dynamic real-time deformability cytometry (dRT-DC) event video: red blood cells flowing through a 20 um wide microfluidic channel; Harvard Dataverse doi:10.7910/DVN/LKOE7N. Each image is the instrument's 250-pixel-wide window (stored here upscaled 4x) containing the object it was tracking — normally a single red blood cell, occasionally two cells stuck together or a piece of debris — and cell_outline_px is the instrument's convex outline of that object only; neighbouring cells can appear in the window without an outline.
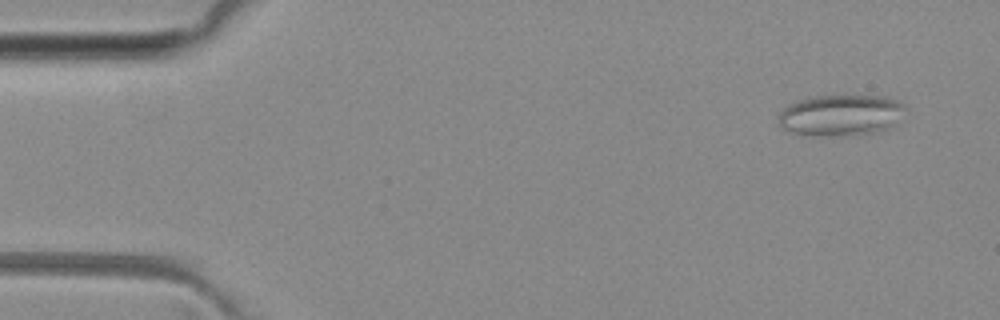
{"species": "common noctule bat (a hibernating species)", "species_latin": "Nyctalus noctula", "temperature_condition": "room temperature", "stored_images_in_passage": 5, "camera_frame_rate_fps": 3000, "um_per_image_px": 0.085, "animal": {"sex": "female", "body_mass_g": 29.2, "forearm_length_mm": 56.3}, "frame": {"image": 1, "passage_image": 1, "time_ms": 0.0, "image_size_px": [1000, 320], "cell_outline_px": [[908, 108], [888, 128], [872, 132], [792, 132], [780, 128], [780, 112], [784, 108], [796, 100], [812, 96], [888, 96], [900, 100]], "centroid_in_image_um": [71.51, 9.69], "position_along_channel_um": 13.5, "area_um2": 28.9}}